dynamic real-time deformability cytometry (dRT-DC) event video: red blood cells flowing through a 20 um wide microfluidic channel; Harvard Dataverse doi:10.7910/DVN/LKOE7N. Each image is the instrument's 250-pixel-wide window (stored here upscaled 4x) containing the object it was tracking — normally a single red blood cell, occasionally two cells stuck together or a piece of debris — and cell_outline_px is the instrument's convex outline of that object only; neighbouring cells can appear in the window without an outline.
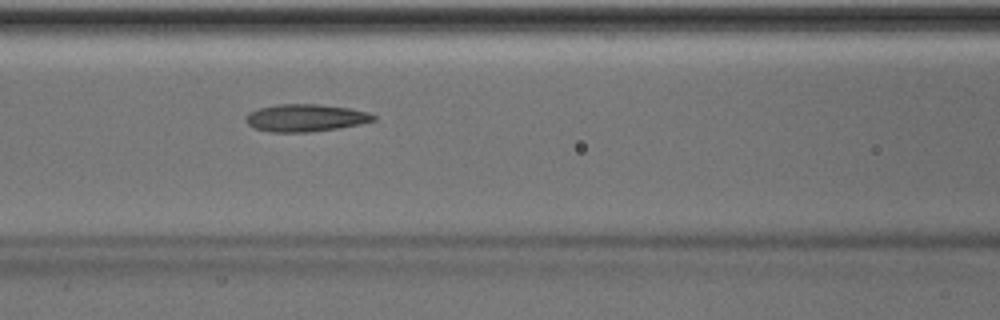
{"species": "Egyptian fruit bat (a non-hibernating species)", "species_latin": "Rousettus aegyptiacus", "temperature_condition": "room temperature", "stored_images_in_passage": 51, "camera_frame_rate_fps": 3000, "um_per_image_px": 0.085, "animal": {"sex": "male"}, "frame": {"image": 1, "passage_image": 22, "time_ms": 7.0, "image_size_px": [1000, 320], "cell_outline_px": [[376, 120], [360, 124], [312, 132], [272, 132], [252, 128], [244, 120], [244, 116], [248, 112], [260, 108], [276, 104], [316, 104], [348, 108], [368, 112], [376, 116]], "centroid_in_image_um": [25.92, 10.02], "position_along_channel_um": 140.7, "area_um2": 20.46}, "authors_computed_cell_mechanics": {"area_um2": 20.3456, "velocity_mm_per_s": 4.005, "shape_relaxation_time_tau1_ms": 3.6293, "shape_relaxation_time_tau2_ms": 2.3587, "deformation_change_tau1": 0.1469, "deformation_change_tau2": 0.103}}